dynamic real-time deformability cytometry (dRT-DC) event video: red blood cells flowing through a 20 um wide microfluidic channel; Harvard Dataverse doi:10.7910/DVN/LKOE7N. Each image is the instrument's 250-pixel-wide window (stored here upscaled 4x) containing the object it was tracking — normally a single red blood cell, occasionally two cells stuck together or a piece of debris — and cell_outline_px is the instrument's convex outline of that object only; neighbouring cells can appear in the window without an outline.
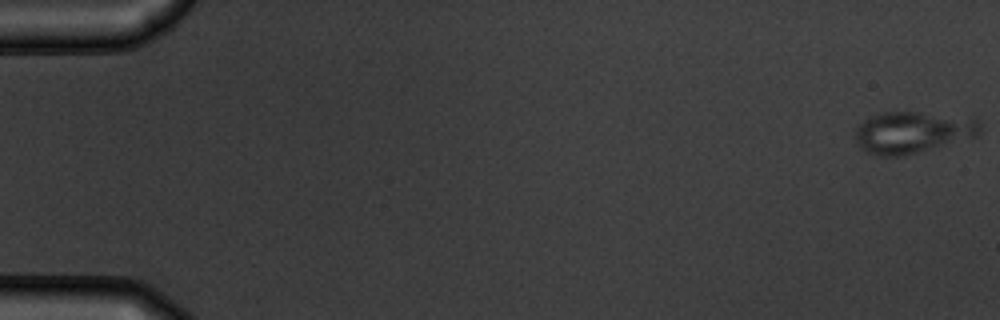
{"species": "common noctule bat (a hibernating species)", "species_latin": "Nyctalus noctula", "temperature_condition": "warm", "stored_images_in_passage": 54, "camera_frame_rate_fps": 3000, "um_per_image_px": 0.085, "animal": {"sex": "male", "body_mass_g": 19.5, "forearm_length_mm": 54.6}, "frame": {"image": 1, "passage_image": 1, "time_ms": 0.0, "image_size_px": [1000, 320], "cell_outline_px": [[980, 136], [900, 156], [876, 156], [860, 148], [856, 140], [856, 128], [868, 116], [880, 112], [920, 112], [972, 116], [980, 124]], "centroid_in_image_um": [77.6, 11.22], "position_along_channel_um": 7.4, "area_um2": 30.58}}
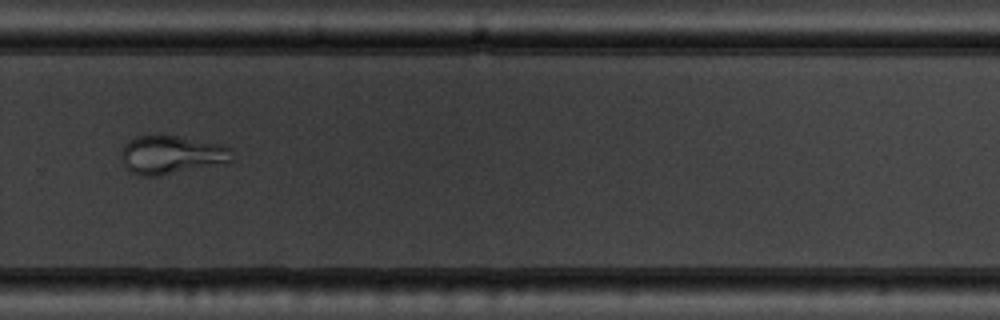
{"frame": {"image": 2, "passage_image": 38, "time_ms": 12.333, "image_size_px": [1000, 320], "cell_outline_px": [[232, 160], [228, 164], [160, 176], [140, 176], [128, 172], [120, 156], [120, 152], [124, 144], [128, 140], [136, 136], [176, 136], [220, 144], [232, 148]], "centroid_in_image_um": [14.58, 13.19], "position_along_channel_um": 315.2, "area_um2": 25.37}}
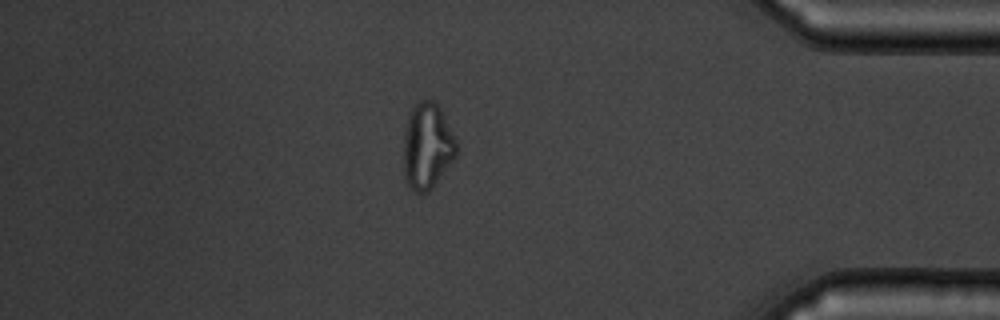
{"frame": {"image": 3, "passage_image": 47, "time_ms": 15.333, "image_size_px": [1000, 320], "cell_outline_px": [[456, 156], [432, 188], [428, 192], [420, 196], [404, 180], [404, 132], [408, 112], [420, 100], [432, 100], [440, 108], [456, 140]], "centroid_in_image_um": [36.29, 12.44], "position_along_channel_um": 398.9, "area_um2": 26.53}}